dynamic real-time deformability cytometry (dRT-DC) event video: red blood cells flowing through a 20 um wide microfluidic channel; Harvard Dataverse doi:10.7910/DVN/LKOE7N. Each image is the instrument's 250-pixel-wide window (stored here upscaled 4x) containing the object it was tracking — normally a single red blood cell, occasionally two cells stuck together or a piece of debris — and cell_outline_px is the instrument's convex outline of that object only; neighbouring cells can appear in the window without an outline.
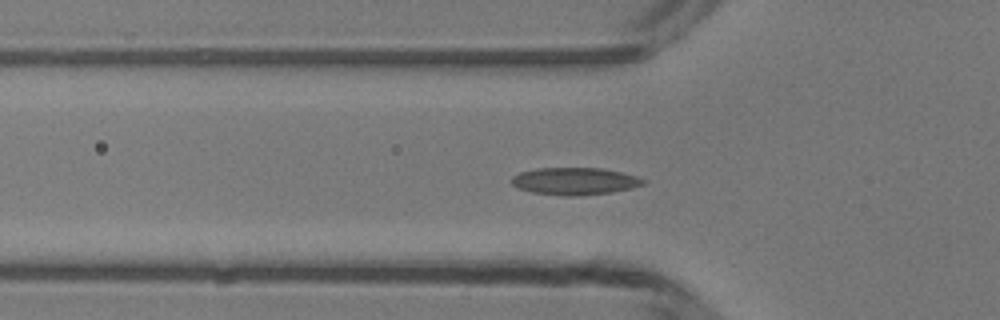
{"species": "common noctule bat (a hibernating species)", "species_latin": "Nyctalus noctula", "temperature_condition": "room temperature", "stored_images_in_passage": 51, "camera_frame_rate_fps": 3000, "um_per_image_px": 0.085, "animal": {"sex": "male", "body_mass_g": 13.3}, "frame": {"image": 1, "passage_image": 17, "time_ms": 5.333, "image_size_px": [1000, 320], "cell_outline_px": [[648, 180], [644, 184], [632, 188], [612, 192], [576, 196], [564, 196], [532, 192], [520, 188], [512, 184], [508, 180], [512, 176], [520, 172], [536, 168], [600, 168], [620, 172], [636, 176]], "centroid_in_image_um": [48.84, 15.4], "position_along_channel_um": 77.0, "area_um2": 20.98}}
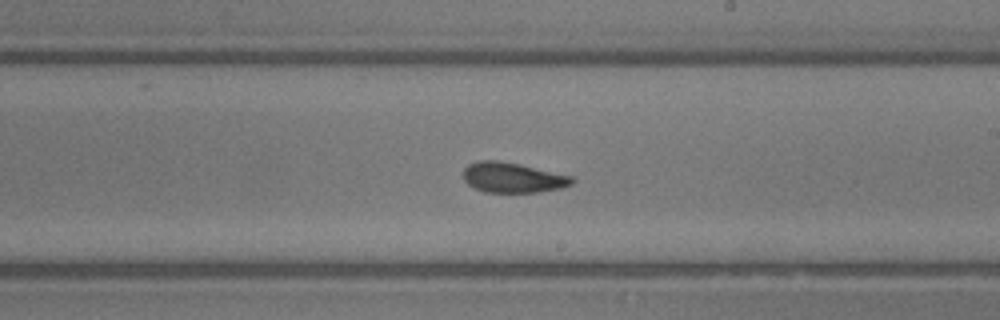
{"frame": {"image": 2, "passage_image": 29, "time_ms": 9.333, "image_size_px": [1000, 320], "cell_outline_px": [[576, 180], [572, 184], [560, 188], [536, 192], [484, 192], [468, 184], [464, 180], [464, 168], [468, 164], [476, 160], [496, 160], [520, 164], [572, 176]], "centroid_in_image_um": [43.57, 15.08], "position_along_channel_um": 245.4, "area_um2": 19.07}}
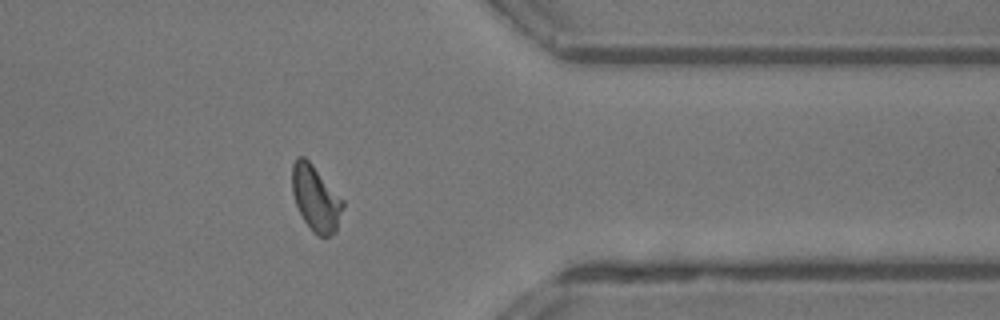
{"frame": {"image": 3, "passage_image": 40, "time_ms": 13.0, "image_size_px": [1000, 320], "cell_outline_px": [[344, 208], [336, 232], [328, 236], [320, 236], [312, 232], [304, 220], [296, 204], [292, 192], [292, 164], [296, 156], [304, 156], [312, 164], [344, 200]], "centroid_in_image_um": [26.85, 16.85], "position_along_channel_um": 384.6, "area_um2": 19.48}, "authors_computed_cell_mechanics": {"area_um2": 19.4208, "velocity_mm_per_s": 4.1845, "shape_relaxation_time_tau1_ms": 4.3898, "shape_relaxation_time_tau2_ms": 1.8412, "deformation_change_tau1": 0.1439, "deformation_change_tau2": 0.0796}}